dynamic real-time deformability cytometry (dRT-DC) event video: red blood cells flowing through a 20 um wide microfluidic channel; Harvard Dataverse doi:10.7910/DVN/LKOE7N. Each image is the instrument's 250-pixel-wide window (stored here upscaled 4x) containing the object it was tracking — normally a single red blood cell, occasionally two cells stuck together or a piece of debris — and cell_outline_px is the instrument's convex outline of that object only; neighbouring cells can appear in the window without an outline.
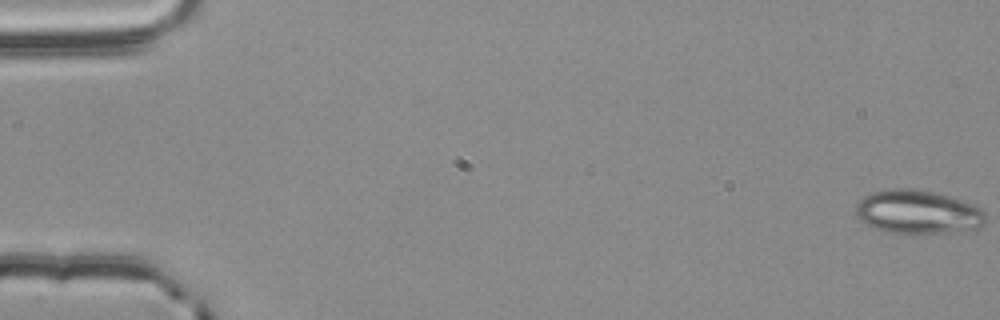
{"species": "common noctule bat (a hibernating species)", "species_latin": "Nyctalus noctula", "temperature_condition": "room temperature", "stored_images_in_passage": 57, "camera_frame_rate_fps": 3000, "um_per_image_px": 0.085, "animal": {"sex": "male", "body_mass_g": 20.4}, "frame": {"image": 1, "passage_image": 1, "time_ms": 0.0, "image_size_px": [1000, 320], "cell_outline_px": [[984, 224], [976, 228], [948, 232], [884, 232], [860, 220], [856, 216], [856, 204], [864, 196], [872, 192], [892, 188], [912, 188], [936, 192], [984, 208]], "centroid_in_image_um": [77.99, 17.99], "position_along_channel_um": 7.0, "area_um2": 32.66}}
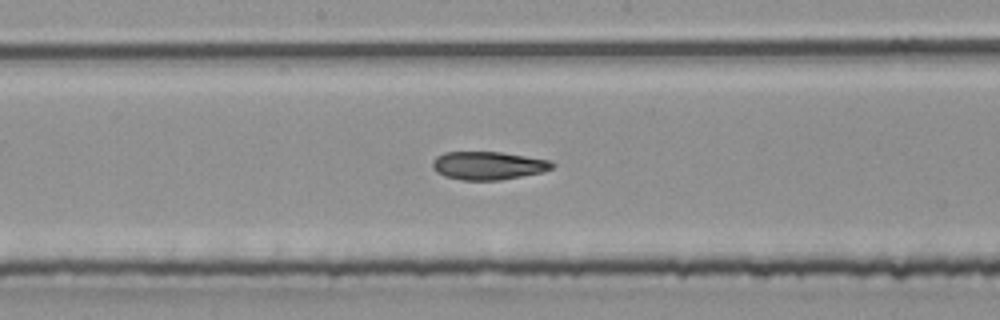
{"frame": {"image": 2, "passage_image": 31, "time_ms": 10.0, "image_size_px": [1000, 320], "cell_outline_px": [[556, 164], [552, 168], [540, 172], [500, 180], [460, 180], [444, 176], [436, 172], [432, 168], [432, 160], [436, 156], [444, 152], [500, 152], [548, 160]], "centroid_in_image_um": [41.42, 14.07], "position_along_channel_um": 206.8, "area_um2": 19.54}}
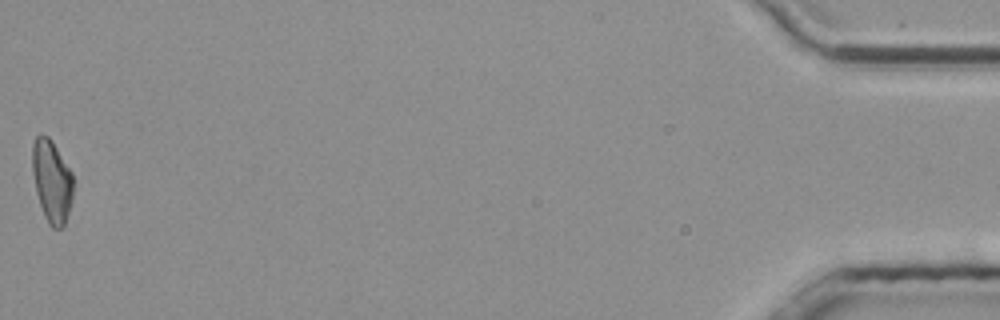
{"frame": {"image": 3, "passage_image": 57, "time_ms": 18.667, "image_size_px": [1000, 320], "cell_outline_px": [[72, 204], [64, 224], [60, 228], [52, 228], [48, 224], [44, 216], [36, 192], [32, 172], [32, 144], [36, 136], [40, 132], [48, 136], [52, 140], [72, 172]], "centroid_in_image_um": [4.39, 15.37], "position_along_channel_um": 430.8, "area_um2": 19.83}, "authors_computed_cell_mechanics": {"area_um2": 20.3456, "velocity_mm_per_s": 3.7856, "shape_relaxation_time_tau1_ms": null, "shape_relaxation_time_tau2_ms": 5.0121, "deformation_change_tau1": null, "deformation_change_tau2": 0.1297}}